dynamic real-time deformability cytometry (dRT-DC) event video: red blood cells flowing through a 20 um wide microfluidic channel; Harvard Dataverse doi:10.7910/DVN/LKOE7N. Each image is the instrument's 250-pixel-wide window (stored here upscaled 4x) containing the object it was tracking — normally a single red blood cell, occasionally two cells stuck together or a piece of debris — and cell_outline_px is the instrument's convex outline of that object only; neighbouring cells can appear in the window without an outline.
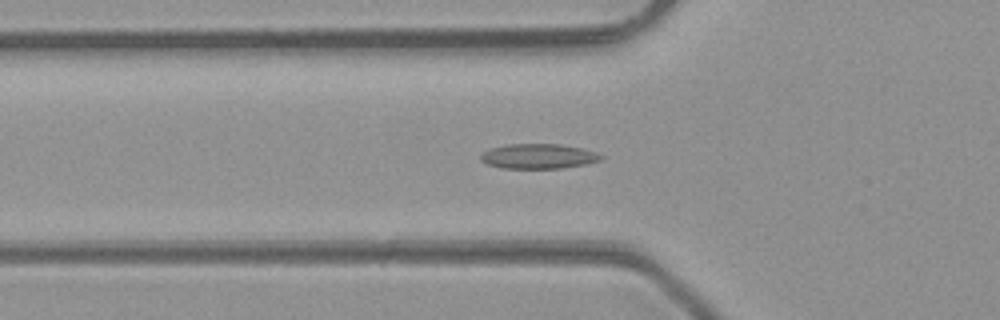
{"species": "common noctule bat (a hibernating species)", "species_latin": "Nyctalus noctula", "temperature_condition": "room temperature", "stored_images_in_passage": 49, "camera_frame_rate_fps": 3000, "um_per_image_px": 0.085, "animal": {"sex": "male", "body_mass_g": 23.1, "forearm_length_mm": 52.7}, "frame": {"image": 1, "passage_image": 17, "time_ms": 5.333, "image_size_px": [1000, 320], "cell_outline_px": [[604, 156], [600, 160], [584, 164], [560, 168], [504, 168], [488, 164], [480, 160], [480, 156], [488, 148], [508, 144], [560, 144], [580, 148], [596, 152]], "centroid_in_image_um": [45.74, 13.27], "position_along_channel_um": 80.1, "area_um2": 17.28}}
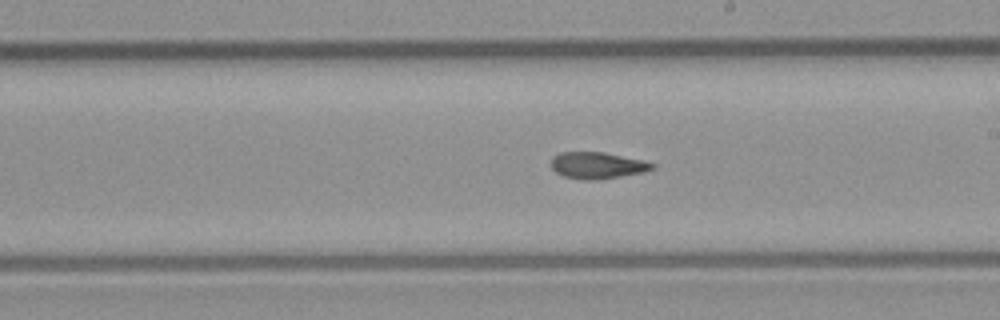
{"frame": {"image": 2, "passage_image": 28, "time_ms": 9.0, "image_size_px": [1000, 320], "cell_outline_px": [[656, 168], [644, 172], [596, 180], [584, 180], [564, 176], [556, 172], [552, 168], [552, 156], [560, 152], [604, 152], [644, 160], [656, 164]], "centroid_in_image_um": [50.8, 14.05], "position_along_channel_um": 238.2, "area_um2": 15.72}}
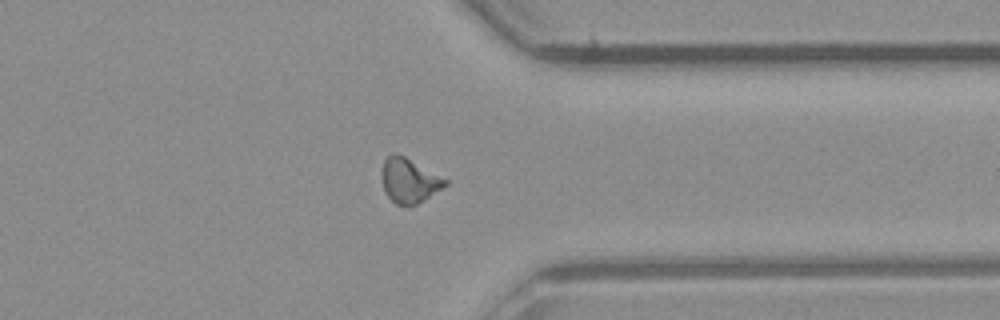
{"frame": {"image": 3, "passage_image": 38, "time_ms": 12.333, "image_size_px": [1000, 320], "cell_outline_px": [[448, 184], [416, 204], [396, 204], [384, 192], [384, 160], [392, 152], [396, 152], [404, 156], [448, 180]], "centroid_in_image_um": [34.79, 15.32], "position_along_channel_um": 376.6, "area_um2": 15.78}, "authors_computed_cell_mechanics": {"area_um2": 16.0106, "velocity_mm_per_s": 4.2762, "shape_relaxation_time_tau1_ms": null, "shape_relaxation_time_tau2_ms": 5.0567, "deformation_change_tau1": null, "deformation_change_tau2": 0.1262}}